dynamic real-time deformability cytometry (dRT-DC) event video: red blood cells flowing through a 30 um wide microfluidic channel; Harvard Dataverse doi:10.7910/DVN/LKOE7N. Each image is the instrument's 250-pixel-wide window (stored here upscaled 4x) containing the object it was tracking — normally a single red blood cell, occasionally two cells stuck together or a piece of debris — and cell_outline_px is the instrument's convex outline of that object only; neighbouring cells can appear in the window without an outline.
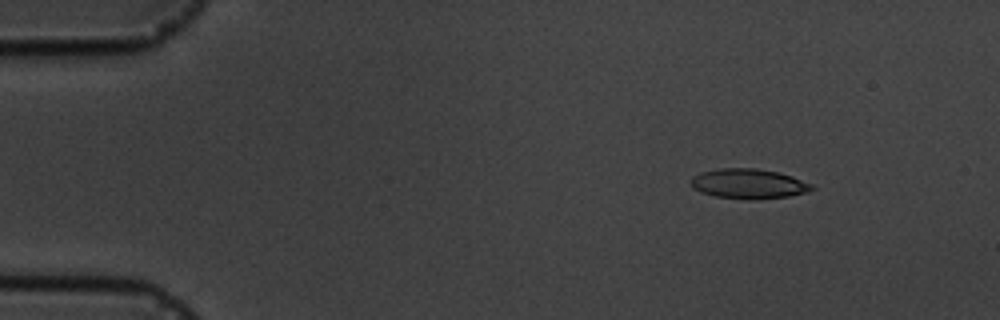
{"species": "common noctule bat (a hibernating species)", "species_latin": "Nyctalus noctula", "temperature_condition": "cold", "stored_images_in_passage": 8, "camera_frame_rate_fps": 3000, "um_per_image_px": 0.085, "animal": {"sex": "male", "body_mass_g": 19.5, "forearm_length_mm": 54.6}, "frame": {"image": 1, "passage_image": 2, "time_ms": 1.333, "image_size_px": [1000, 320], "cell_outline_px": [[816, 188], [808, 192], [788, 196], [752, 200], [716, 196], [700, 192], [692, 188], [692, 176], [700, 172], [720, 168], [756, 168], [780, 172], [792, 176], [812, 184]], "centroid_in_image_um": [63.65, 15.61], "position_along_channel_um": 21.4, "area_um2": 21.15}}
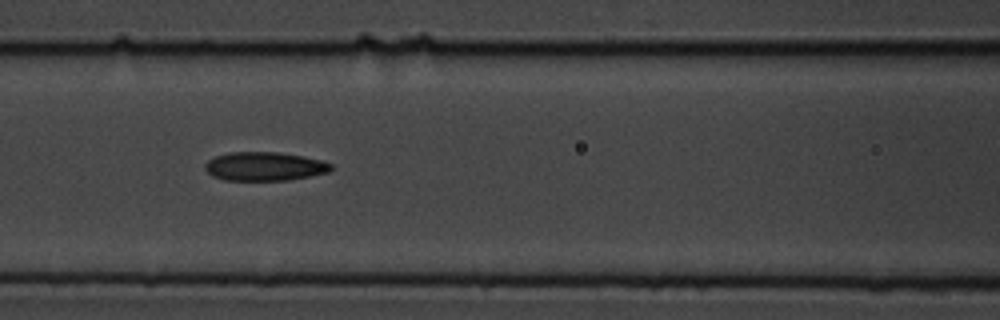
{"frame": {"image": 2, "passage_image": 7, "time_ms": 7.0, "image_size_px": [1000, 320], "cell_outline_px": [[332, 168], [328, 172], [288, 180], [224, 180], [212, 176], [204, 168], [204, 164], [208, 160], [216, 156], [228, 152], [276, 152], [304, 156], [320, 160], [332, 164]], "centroid_in_image_um": [22.45, 14.14], "position_along_channel_um": 144.1, "area_um2": 21.04}}
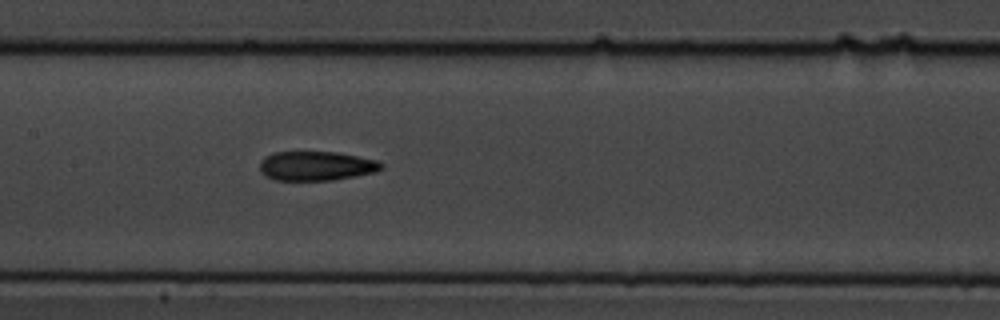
{"frame": {"image": 3, "passage_image": 8, "time_ms": 8.0, "image_size_px": [1000, 320], "cell_outline_px": [[384, 168], [376, 172], [356, 176], [332, 180], [272, 180], [260, 172], [260, 160], [264, 156], [272, 152], [336, 152], [376, 160], [384, 164]], "centroid_in_image_um": [26.86, 14.1], "position_along_channel_um": 180.5, "area_um2": 20.92}}